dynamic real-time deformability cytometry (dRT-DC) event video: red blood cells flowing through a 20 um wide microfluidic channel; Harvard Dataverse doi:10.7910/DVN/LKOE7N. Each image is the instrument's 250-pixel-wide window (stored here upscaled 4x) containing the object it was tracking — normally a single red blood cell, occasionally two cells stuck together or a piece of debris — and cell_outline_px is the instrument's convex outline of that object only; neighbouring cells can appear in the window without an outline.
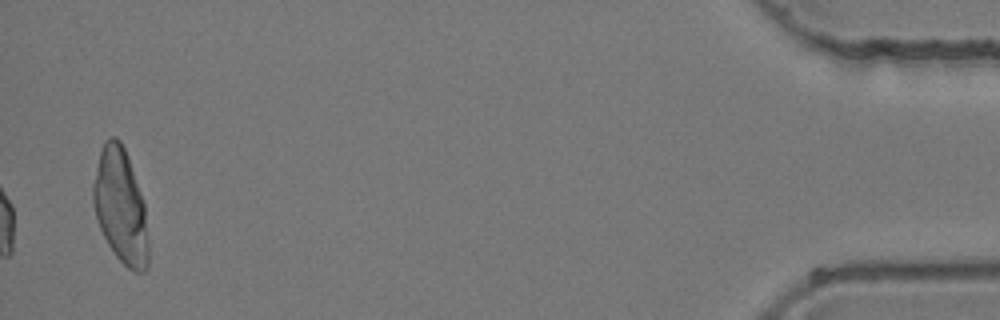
{"species": "common noctule bat (a hibernating species)", "species_latin": "Nyctalus noctula", "temperature_condition": "room temperature", "stored_images_in_passage": 39, "camera_frame_rate_fps": 3000, "um_per_image_px": 0.085, "animal": {"sex": "female", "body_mass_g": 24.6, "forearm_length_mm": 56.2}, "frame": {"image": 1, "passage_image": 39, "time_ms": 12.667, "image_size_px": [1000, 320], "cell_outline_px": [[148, 268], [144, 272], [132, 272], [116, 256], [108, 244], [100, 228], [96, 216], [92, 200], [92, 184], [100, 152], [104, 140], [112, 136], [116, 136], [120, 140], [128, 156], [144, 204], [148, 244]], "centroid_in_image_um": [10.24, 17.53], "position_along_channel_um": 425.0, "area_um2": 36.76}}